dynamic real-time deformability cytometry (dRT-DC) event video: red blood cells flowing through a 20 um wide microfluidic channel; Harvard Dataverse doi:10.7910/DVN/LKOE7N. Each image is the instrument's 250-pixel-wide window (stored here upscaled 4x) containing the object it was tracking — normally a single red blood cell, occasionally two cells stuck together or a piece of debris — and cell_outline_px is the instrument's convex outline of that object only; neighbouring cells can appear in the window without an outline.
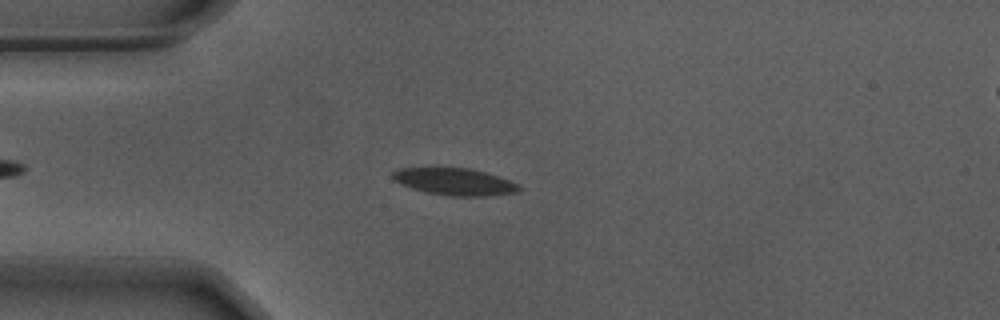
{"species": "Egyptian fruit bat (a non-hibernating species)", "species_latin": "Rousettus aegyptiacus", "temperature_condition": "warm", "stored_images_in_passage": 43, "camera_frame_rate_fps": 3000, "um_per_image_px": 0.085, "animal": {"sex": "male"}, "frame": {"image": 1, "passage_image": 8, "time_ms": 2.333, "image_size_px": [1000, 320], "cell_outline_px": [[520, 188], [516, 192], [488, 196], [452, 196], [424, 192], [400, 184], [392, 180], [392, 172], [400, 168], [440, 164], [468, 168], [484, 172], [508, 180], [516, 184]], "centroid_in_image_um": [38.5, 15.39], "position_along_channel_um": 46.5, "area_um2": 20.63}}
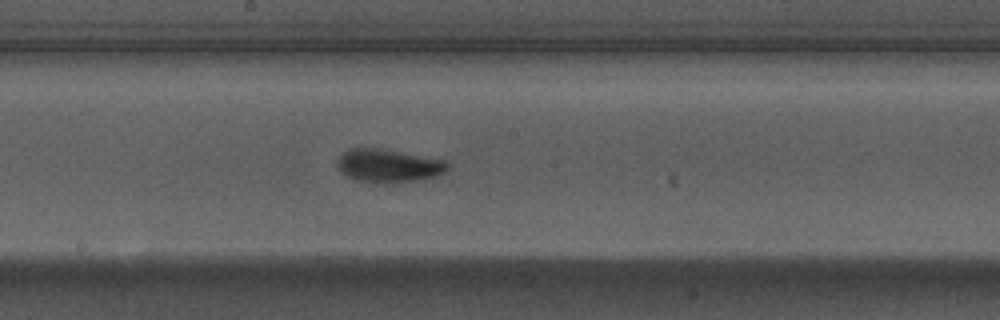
{"frame": {"image": 2, "passage_image": 23, "time_ms": 7.333, "image_size_px": [1000, 320], "cell_outline_px": [[448, 168], [444, 172], [436, 176], [416, 180], [384, 184], [352, 180], [340, 172], [336, 164], [336, 160], [340, 152], [348, 148], [376, 148], [444, 160], [448, 164]], "centroid_in_image_um": [32.9, 14.1], "position_along_channel_um": 215.3, "area_um2": 21.5}}
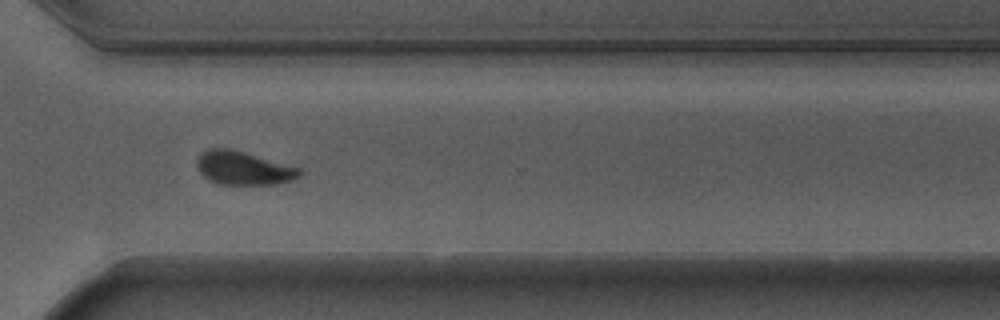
{"frame": {"image": 3, "passage_image": 34, "time_ms": 11.0, "image_size_px": [1000, 320], "cell_outline_px": [[304, 172], [300, 176], [292, 180], [276, 184], [220, 184], [208, 180], [200, 172], [196, 164], [196, 160], [208, 148], [232, 148], [300, 168]], "centroid_in_image_um": [20.7, 14.28], "position_along_channel_um": 349.9, "area_um2": 20.06}, "authors_computed_cell_mechanics": {"area_um2": 20.0566, "velocity_mm_per_s": 3.6768, "shape_relaxation_time_tau1_ms": 2.4006, "shape_relaxation_time_tau2_ms": 0.9245, "deformation_change_tau1": 0.138, "deformation_change_tau2": 0.067}}